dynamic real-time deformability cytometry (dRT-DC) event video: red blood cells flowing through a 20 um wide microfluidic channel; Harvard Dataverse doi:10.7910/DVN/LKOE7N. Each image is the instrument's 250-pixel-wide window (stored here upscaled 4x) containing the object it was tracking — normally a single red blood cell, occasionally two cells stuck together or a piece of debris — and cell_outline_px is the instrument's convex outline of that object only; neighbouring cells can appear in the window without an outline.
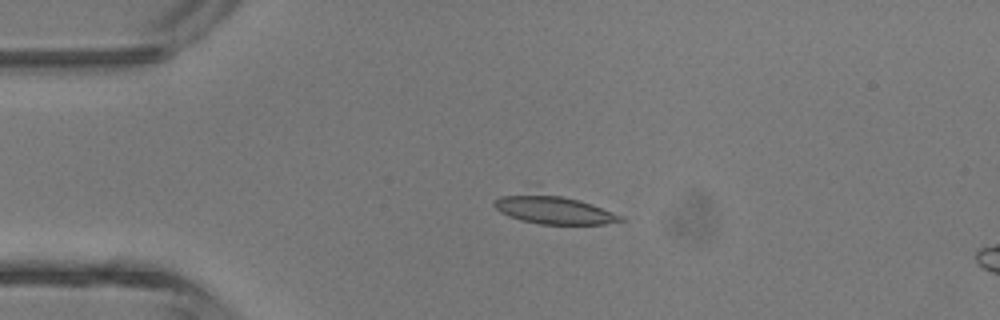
{"species": "common noctule bat (a hibernating species)", "species_latin": "Nyctalus noctula", "temperature_condition": "room temperature", "stored_images_in_passage": 2, "camera_frame_rate_fps": 3000, "um_per_image_px": 0.085, "animal": {"sex": "male", "body_mass_g": 13.3}, "frame": {"image": 1, "passage_image": 1, "time_ms": 0.0, "image_size_px": [1000, 320], "cell_outline_px": [[624, 220], [604, 224], [540, 224], [520, 220], [508, 216], [500, 212], [492, 204], [492, 200], [500, 196], [536, 184], [592, 204], [624, 216]], "centroid_in_image_um": [46.9, 17.67], "position_along_channel_um": 38.1, "area_um2": 23.12}}